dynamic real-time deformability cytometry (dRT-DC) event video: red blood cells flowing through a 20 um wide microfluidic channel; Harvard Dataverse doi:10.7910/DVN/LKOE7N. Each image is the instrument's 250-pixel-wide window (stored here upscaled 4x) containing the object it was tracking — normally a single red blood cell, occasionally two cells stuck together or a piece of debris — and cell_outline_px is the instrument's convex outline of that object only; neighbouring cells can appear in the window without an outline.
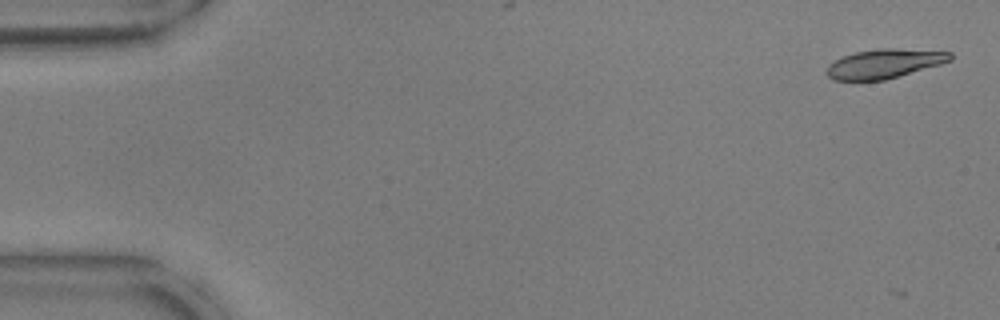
{"species": "common noctule bat (a hibernating species)", "species_latin": "Nyctalus noctula", "temperature_condition": "warm", "stored_images_in_passage": 7, "camera_frame_rate_fps": 3000, "um_per_image_px": 0.085, "animal": {"sex": "male", "body_mass_g": 17.9, "forearm_length_mm": 54.2}, "frame": {"image": 1, "passage_image": 3, "time_ms": 0.667, "image_size_px": [1000, 320], "cell_outline_px": [[952, 60], [940, 64], [884, 80], [832, 80], [824, 72], [828, 64], [844, 56], [856, 52], [880, 48], [896, 48], [952, 52]], "centroid_in_image_um": [75.14, 5.41], "position_along_channel_um": 9.9, "area_um2": 20.92}}